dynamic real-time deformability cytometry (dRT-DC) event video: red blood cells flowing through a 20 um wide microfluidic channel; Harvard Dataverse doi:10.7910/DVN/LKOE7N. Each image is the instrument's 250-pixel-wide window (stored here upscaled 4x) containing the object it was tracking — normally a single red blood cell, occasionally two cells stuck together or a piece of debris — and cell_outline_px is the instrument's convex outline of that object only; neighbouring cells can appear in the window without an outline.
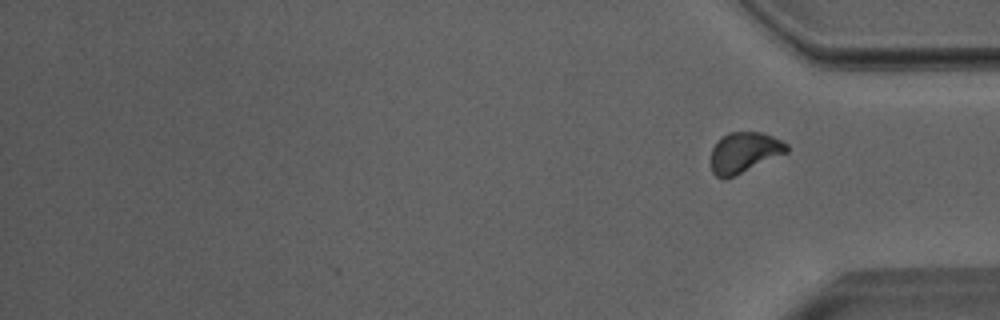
{"species": "Egyptian fruit bat (a non-hibernating species)", "species_latin": "Rousettus aegyptiacus", "temperature_condition": "room temperature", "stored_images_in_passage": 36, "camera_frame_rate_fps": 3000, "um_per_image_px": 0.085, "animal": {"sex": "male"}, "frame": {"image": 1, "passage_image": 36, "time_ms": 11.667, "image_size_px": [1000, 320], "cell_outline_px": [[788, 152], [724, 180], [716, 176], [712, 172], [712, 148], [720, 136], [728, 132], [764, 132], [788, 144]], "centroid_in_image_um": [63.25, 12.94], "position_along_channel_um": 372.0, "area_um2": 17.86}, "authors_computed_cell_mechanics": {"area_um2": 18.1781, "velocity_mm_per_s": 3.9884, "shape_relaxation_time_tau1_ms": 8.4818, "shape_relaxation_time_tau2_ms": 2.0499, "deformation_change_tau1": 0.1336, "deformation_change_tau2": 0.0543}}